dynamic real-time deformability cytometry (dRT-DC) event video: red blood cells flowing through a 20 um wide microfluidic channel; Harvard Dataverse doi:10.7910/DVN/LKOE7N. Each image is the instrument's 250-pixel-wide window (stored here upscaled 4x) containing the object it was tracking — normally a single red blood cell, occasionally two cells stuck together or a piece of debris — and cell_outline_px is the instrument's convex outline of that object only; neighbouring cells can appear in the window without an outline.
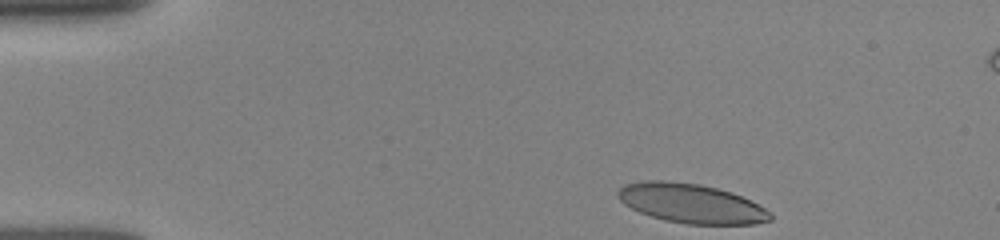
{"species": "human", "species_latin": "Homo sapiens", "temperature_condition": "room temperature", "stored_images_in_passage": 37, "camera_frame_rate_fps": 3000, "um_per_image_px": 0.085, "donor": {"sex": "female"}, "frame": {"image": 1, "passage_image": 1, "time_ms": 0.0, "image_size_px": [1000, 240], "cell_outline_px": [[772, 220], [756, 224], [688, 224], [664, 220], [640, 212], [624, 204], [616, 196], [616, 192], [624, 184], [644, 180], [664, 180], [700, 184], [732, 192], [772, 212]], "centroid_in_image_um": [58.73, 17.28], "position_along_channel_um": 26.3, "area_um2": 34.91}}
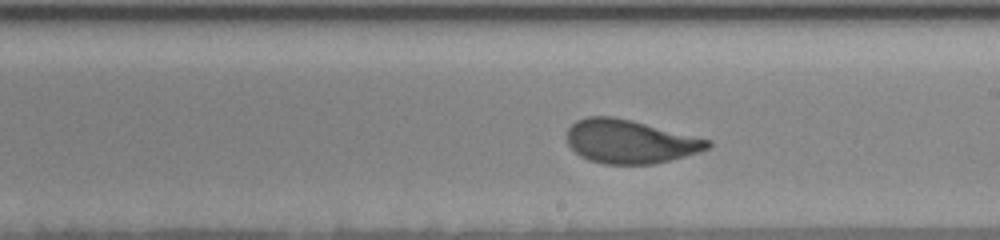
{"frame": {"image": 2, "passage_image": 23, "time_ms": 7.333, "image_size_px": [1000, 240], "cell_outline_px": [[712, 144], [708, 148], [700, 152], [652, 164], [604, 164], [588, 160], [580, 156], [568, 144], [568, 128], [576, 120], [588, 116], [612, 116], [632, 120], [712, 140]], "centroid_in_image_um": [53.55, 12.02], "position_along_channel_um": 235.5, "area_um2": 35.72}}
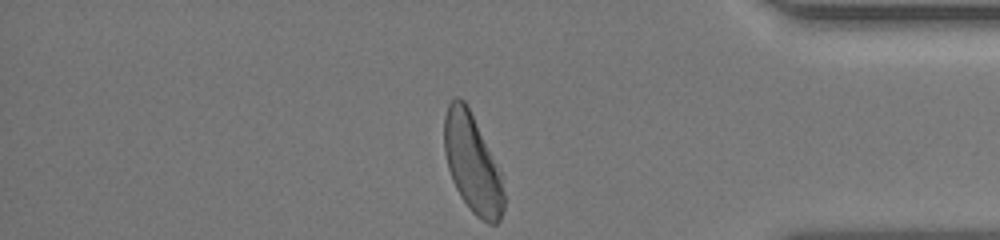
{"frame": {"image": 3, "passage_image": 37, "time_ms": 12.0, "image_size_px": [1000, 240], "cell_outline_px": [[504, 208], [500, 220], [496, 224], [488, 224], [476, 216], [472, 212], [460, 196], [452, 180], [448, 168], [444, 152], [444, 116], [448, 104], [456, 96], [464, 100], [472, 116], [500, 176], [504, 192]], "centroid_in_image_um": [40.11, 13.95], "position_along_channel_um": 395.1, "area_um2": 33.29}, "authors_computed_cell_mechanics": {"area_um2": 35.8938, "velocity_mm_per_s": 3.8792, "shape_relaxation_time_tau1_ms": 3.0524, "shape_relaxation_time_tau2_ms": null, "deformation_change_tau1": 0.1567, "deformation_change_tau2": null}}